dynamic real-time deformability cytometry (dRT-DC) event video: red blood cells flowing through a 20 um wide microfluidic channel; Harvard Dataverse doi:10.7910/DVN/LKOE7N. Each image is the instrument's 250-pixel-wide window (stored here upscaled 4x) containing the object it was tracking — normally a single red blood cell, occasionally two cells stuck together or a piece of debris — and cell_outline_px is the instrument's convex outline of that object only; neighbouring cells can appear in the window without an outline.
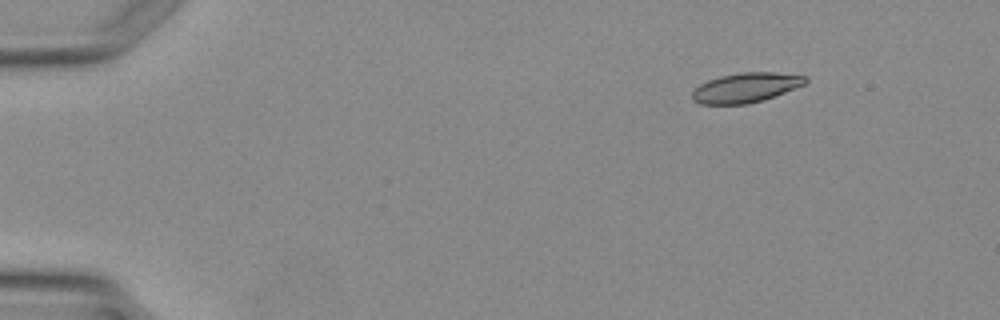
{"species": "Egyptian fruit bat (a non-hibernating species)", "species_latin": "Rousettus aegyptiacus", "temperature_condition": "warm", "stored_images_in_passage": 4, "segment_of_instrument_passage": [2, 2], "camera_frame_rate_fps": 3000, "um_per_image_px": 0.085, "animal": {"sex": "female"}, "frame": {"image": 1, "passage_image": 4, "time_ms": 3.333, "image_size_px": [1000, 320], "cell_outline_px": [[808, 80], [804, 84], [764, 100], [748, 104], [700, 104], [692, 100], [692, 92], [700, 84], [708, 80], [720, 76], [740, 72], [776, 72], [808, 76]], "centroid_in_image_um": [63.39, 7.44], "position_along_channel_um": 21.6, "area_um2": 19.59}}